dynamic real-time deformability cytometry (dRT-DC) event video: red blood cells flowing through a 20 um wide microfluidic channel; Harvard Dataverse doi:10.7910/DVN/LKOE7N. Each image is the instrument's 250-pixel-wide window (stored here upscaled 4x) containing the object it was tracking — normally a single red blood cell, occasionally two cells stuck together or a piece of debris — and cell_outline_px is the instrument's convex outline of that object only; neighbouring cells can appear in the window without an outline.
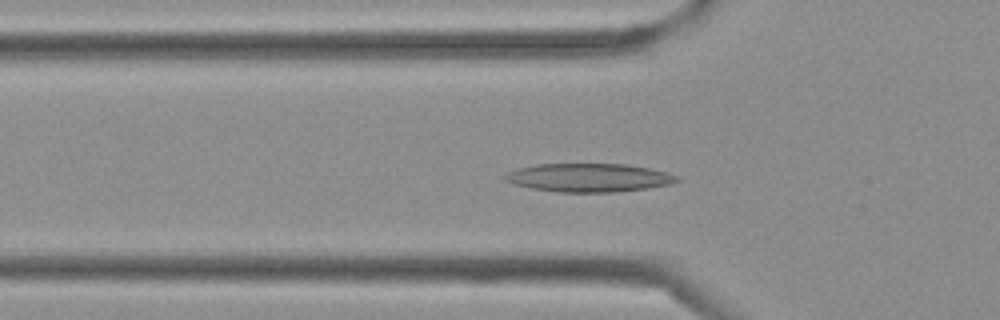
{"species": "Egyptian fruit bat (a non-hibernating species)", "species_latin": "Rousettus aegyptiacus", "temperature_condition": "cold", "stored_images_in_passage": 36, "camera_frame_rate_fps": 3000, "um_per_image_px": 0.085, "frame": {"image": 1, "passage_image": 8, "time_ms": 2.333, "image_size_px": [1000, 320], "cell_outline_px": [[680, 180], [672, 184], [648, 188], [616, 192], [560, 192], [532, 188], [516, 184], [504, 180], [504, 176], [508, 172], [520, 168], [536, 164], [628, 164], [648, 168], [680, 176]], "centroid_in_image_um": [50.1, 15.1], "position_along_channel_um": 75.7, "area_um2": 28.38}}
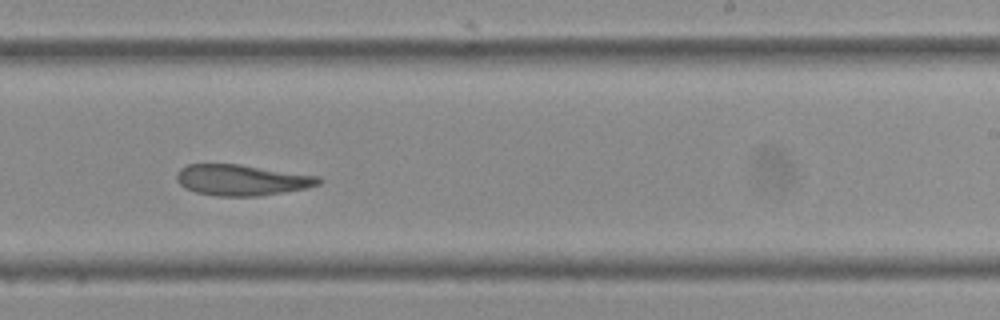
{"frame": {"image": 2, "passage_image": 20, "time_ms": 6.333, "image_size_px": [1000, 320], "cell_outline_px": [[324, 180], [320, 184], [308, 188], [260, 196], [216, 196], [196, 192], [184, 188], [176, 180], [176, 172], [180, 168], [188, 164], [240, 164], [320, 176]], "centroid_in_image_um": [20.57, 15.3], "position_along_channel_um": 268.4, "area_um2": 25.89}}
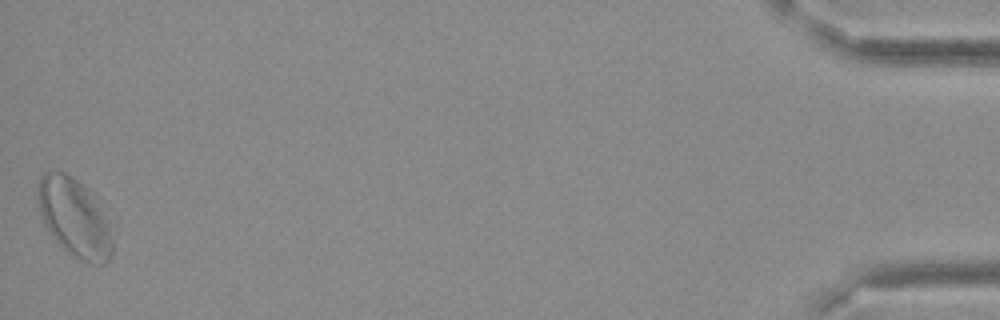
{"frame": {"image": 3, "passage_image": 36, "time_ms": 11.667, "image_size_px": [1000, 320], "cell_outline_px": [[112, 256], [108, 264], [92, 264], [68, 252], [56, 240], [44, 224], [40, 212], [36, 192], [36, 188], [40, 176], [44, 172], [64, 172], [72, 176], [88, 188], [108, 224], [112, 240]], "centroid_in_image_um": [6.3, 18.49], "position_along_channel_um": 428.9, "area_um2": 33.64}}